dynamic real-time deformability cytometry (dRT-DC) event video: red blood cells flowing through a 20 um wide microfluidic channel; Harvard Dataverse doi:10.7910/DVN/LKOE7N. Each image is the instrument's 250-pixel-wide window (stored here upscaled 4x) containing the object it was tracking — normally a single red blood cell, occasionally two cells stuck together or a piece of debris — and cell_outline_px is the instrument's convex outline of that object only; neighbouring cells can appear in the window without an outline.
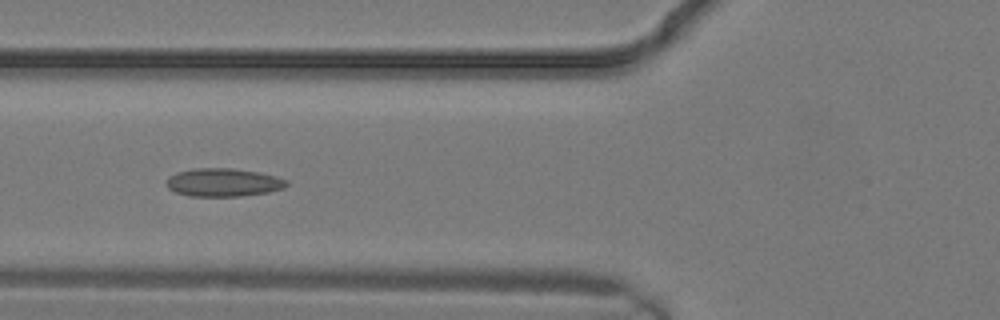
{"species": "common noctule bat (a hibernating species)", "species_latin": "Nyctalus noctula", "temperature_condition": "warm", "stored_images_in_passage": 15, "camera_frame_rate_fps": 3000, "um_per_image_px": 0.085, "animal": {"sex": "male", "body_mass_g": 19.2, "forearm_length_mm": 51.8}, "frame": {"image": 1, "passage_image": 9, "time_ms": 2.667, "image_size_px": [1000, 320], "cell_outline_px": [[288, 184], [284, 188], [268, 192], [240, 196], [188, 196], [176, 192], [168, 188], [168, 176], [176, 172], [196, 168], [232, 168], [260, 172], [276, 176], [288, 180]], "centroid_in_image_um": [19.0, 15.5], "position_along_channel_um": 106.8, "area_um2": 19.77}}
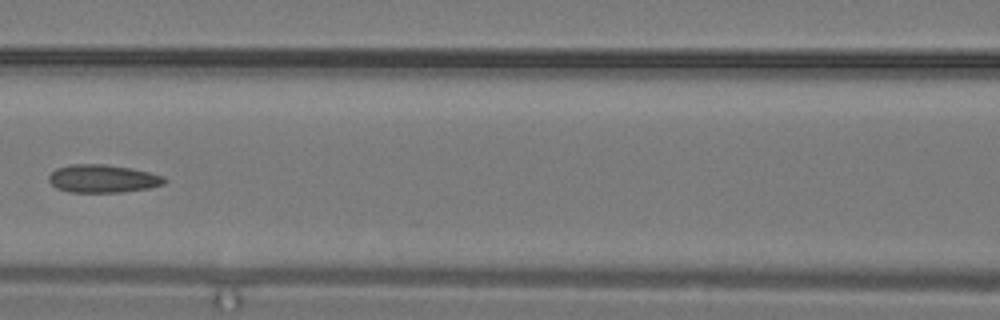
{"frame": {"image": 2, "passage_image": 11, "time_ms": 3.333, "image_size_px": [1000, 320], "cell_outline_px": [[168, 180], [164, 184], [148, 188], [120, 192], [72, 192], [56, 188], [48, 180], [48, 176], [56, 168], [68, 164], [104, 164], [132, 168], [164, 176]], "centroid_in_image_um": [8.73, 15.17], "position_along_channel_um": 157.9, "area_um2": 18.9}}
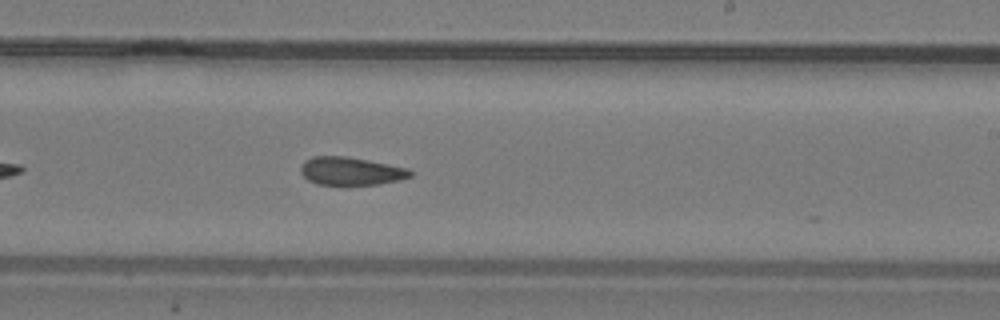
{"frame": {"image": 3, "passage_image": 15, "time_ms": 4.667, "image_size_px": [1000, 320], "cell_outline_px": [[412, 176], [400, 180], [376, 184], [316, 184], [308, 180], [300, 172], [300, 168], [304, 160], [312, 156], [348, 156], [408, 168], [412, 172]], "centroid_in_image_um": [29.8, 14.53], "position_along_channel_um": 259.2, "area_um2": 17.86}}